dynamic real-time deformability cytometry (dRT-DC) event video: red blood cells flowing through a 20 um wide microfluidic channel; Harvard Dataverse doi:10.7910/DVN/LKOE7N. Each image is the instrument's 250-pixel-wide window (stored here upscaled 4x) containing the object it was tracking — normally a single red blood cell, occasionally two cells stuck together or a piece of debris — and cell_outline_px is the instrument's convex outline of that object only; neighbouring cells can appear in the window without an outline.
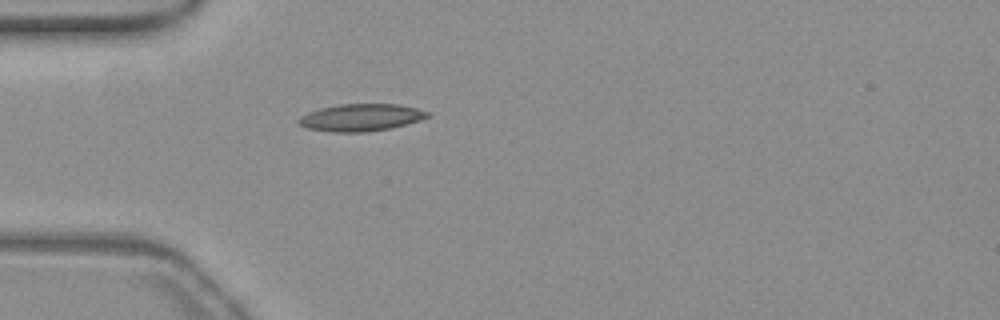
{"species": "common noctule bat (a hibernating species)", "species_latin": "Nyctalus noctula", "temperature_condition": "warm", "stored_images_in_passage": 39, "camera_frame_rate_fps": 3000, "um_per_image_px": 0.085, "animal": {"sex": "female", "body_mass_g": 19.3, "forearm_length_mm": 54.1}, "frame": {"image": 1, "passage_image": 1, "time_ms": 0.0, "image_size_px": [1000, 320], "cell_outline_px": [[428, 116], [420, 120], [392, 128], [364, 132], [332, 132], [308, 128], [300, 124], [296, 120], [300, 116], [308, 112], [320, 108], [340, 104], [400, 104], [416, 108], [428, 112]], "centroid_in_image_um": [30.66, 9.98], "position_along_channel_um": 54.3, "area_um2": 20.35}}
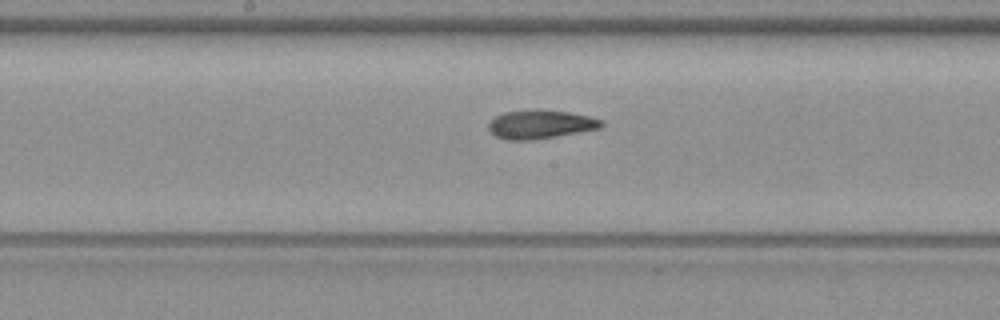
{"frame": {"image": 2, "passage_image": 13, "time_ms": 4.0, "image_size_px": [1000, 320], "cell_outline_px": [[604, 124], [600, 128], [556, 136], [532, 140], [504, 140], [496, 136], [488, 128], [488, 124], [496, 116], [504, 112], [568, 112], [588, 116], [604, 120]], "centroid_in_image_um": [45.95, 10.61], "position_along_channel_um": 202.3, "area_um2": 18.03}}
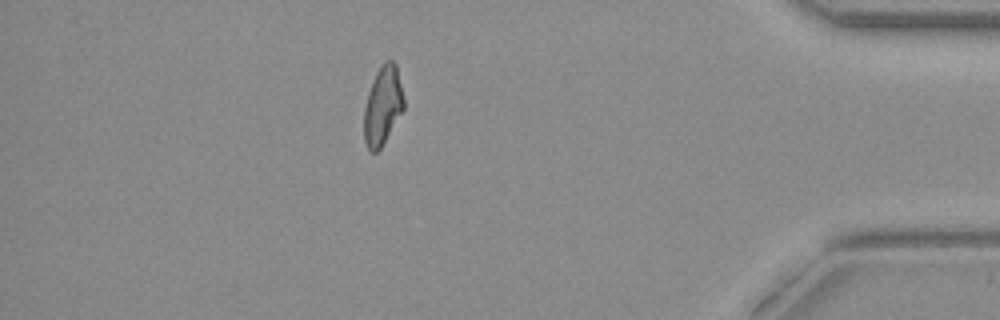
{"frame": {"image": 3, "passage_image": 32, "time_ms": 10.333, "image_size_px": [1000, 320], "cell_outline_px": [[404, 108], [380, 148], [376, 152], [372, 152], [368, 148], [364, 140], [364, 108], [368, 92], [376, 72], [388, 60], [392, 60], [396, 64], [404, 100]], "centroid_in_image_um": [32.52, 8.98], "position_along_channel_um": 402.7, "area_um2": 17.8}, "authors_computed_cell_mechanics": {"area_um2": 18.785, "velocity_mm_per_s": 3.8764, "shape_relaxation_time_tau1_ms": null, "shape_relaxation_time_tau2_ms": 2.8625, "deformation_change_tau1": null, "deformation_change_tau2": 0.1144}}